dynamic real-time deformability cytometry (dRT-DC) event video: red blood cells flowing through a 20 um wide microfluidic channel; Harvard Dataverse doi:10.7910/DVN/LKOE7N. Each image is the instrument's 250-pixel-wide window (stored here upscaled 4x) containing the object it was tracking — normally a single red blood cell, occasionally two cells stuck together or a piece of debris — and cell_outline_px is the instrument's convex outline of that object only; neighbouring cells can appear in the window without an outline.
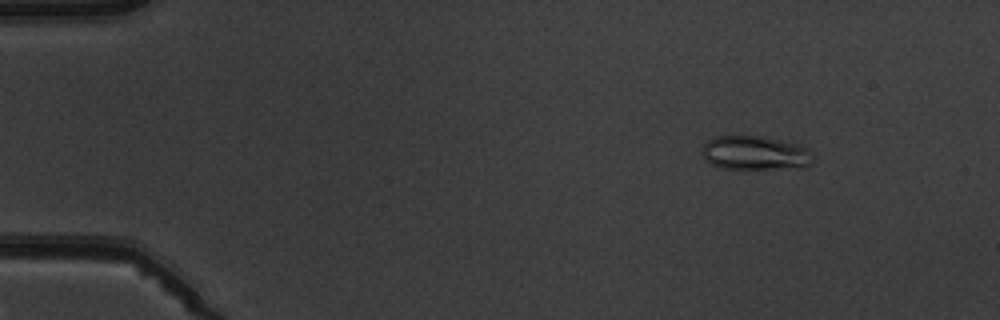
{"species": "common noctule bat (a hibernating species)", "species_latin": "Nyctalus noctula", "temperature_condition": "warm", "stored_images_in_passage": 8, "camera_frame_rate_fps": 3000, "um_per_image_px": 0.085, "animal": {"sex": "male", "body_mass_g": 19.5, "forearm_length_mm": 54.6}, "frame": {"image": 1, "passage_image": 2, "time_ms": 1.0, "image_size_px": [1000, 320], "cell_outline_px": [[812, 164], [808, 168], [720, 168], [704, 160], [704, 144], [708, 140], [716, 136], [764, 136], [796, 144], [808, 148], [812, 152]], "centroid_in_image_um": [64.23, 13.01], "position_along_channel_um": 20.8, "area_um2": 21.96}}
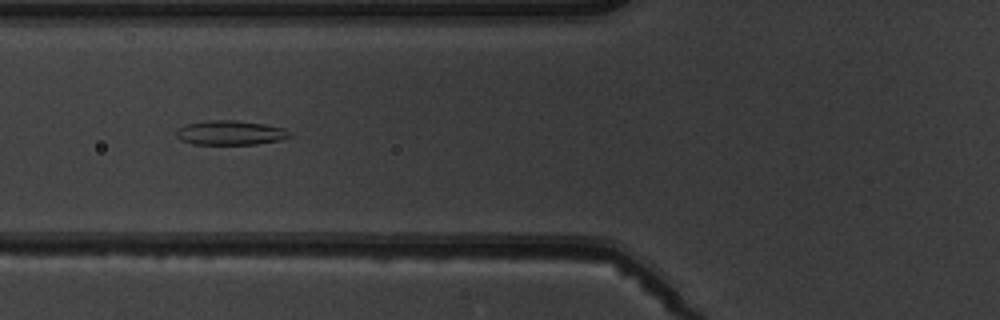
{"frame": {"image": 2, "passage_image": 6, "time_ms": 5.667, "image_size_px": [1000, 320], "cell_outline_px": [[292, 136], [280, 140], [256, 144], [192, 144], [180, 140], [176, 136], [176, 128], [184, 124], [212, 120], [236, 120], [264, 124], [284, 128]], "centroid_in_image_um": [19.53, 11.28], "position_along_channel_um": 106.3, "area_um2": 16.18}}
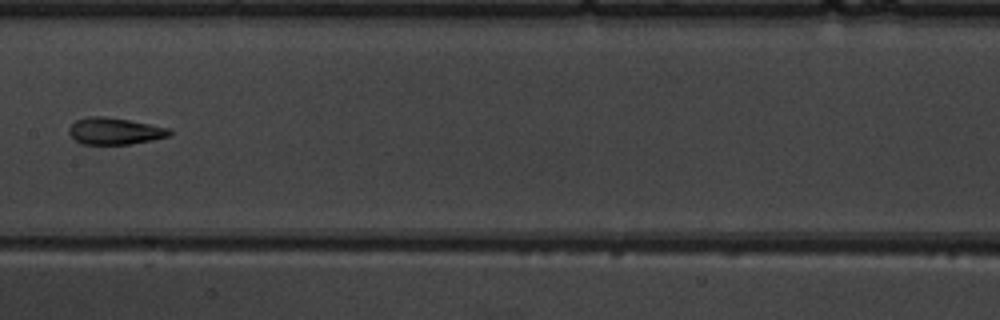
{"frame": {"image": 3, "passage_image": 8, "time_ms": 8.0, "image_size_px": [1000, 320], "cell_outline_px": [[172, 132], [168, 136], [152, 140], [128, 144], [84, 144], [76, 140], [68, 132], [68, 128], [76, 120], [88, 116], [104, 116], [128, 120], [168, 128]], "centroid_in_image_um": [9.72, 11.14], "position_along_channel_um": 197.7, "area_um2": 15.43}}